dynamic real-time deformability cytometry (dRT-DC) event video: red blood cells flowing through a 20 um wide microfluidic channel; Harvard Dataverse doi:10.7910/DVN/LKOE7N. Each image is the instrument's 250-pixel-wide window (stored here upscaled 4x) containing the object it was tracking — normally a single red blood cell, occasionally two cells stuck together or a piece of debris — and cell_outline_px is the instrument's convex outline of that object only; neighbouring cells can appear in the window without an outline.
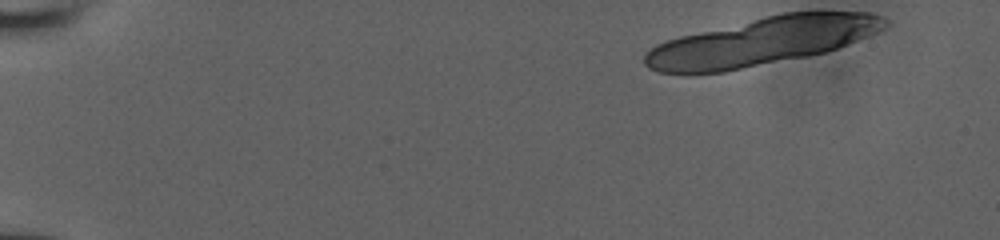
{"species": "human", "species_latin": "Homo sapiens", "temperature_condition": "room temperature", "stored_images_in_passage": 12, "camera_frame_rate_fps": 3000, "um_per_image_px": 0.085, "donor": {"sex": "male"}, "frame": {"image": 1, "passage_image": 1, "time_ms": 0.0, "image_size_px": [1000, 240], "cell_outline_px": [[888, 24], [884, 28], [876, 32], [836, 48], [824, 52], [724, 72], [660, 72], [648, 68], [644, 64], [644, 56], [656, 44], [680, 36], [784, 12], [868, 12], [884, 16], [888, 20]], "centroid_in_image_um": [64.77, 3.51], "position_along_channel_um": 20.2, "area_um2": 65.72}}